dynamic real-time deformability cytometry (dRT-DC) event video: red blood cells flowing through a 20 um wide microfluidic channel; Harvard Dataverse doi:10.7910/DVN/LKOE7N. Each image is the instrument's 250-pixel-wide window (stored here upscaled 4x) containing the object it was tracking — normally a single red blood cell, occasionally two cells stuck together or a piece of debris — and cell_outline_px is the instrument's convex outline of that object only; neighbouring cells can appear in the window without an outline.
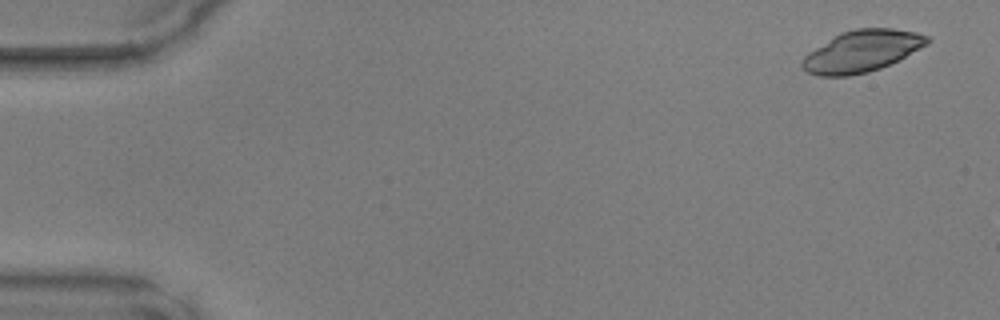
{"species": "common noctule bat (a hibernating species)", "species_latin": "Nyctalus noctula", "temperature_condition": "warm", "stored_images_in_passage": 47, "camera_frame_rate_fps": 3000, "um_per_image_px": 0.085, "animal": {"sex": "male", "body_mass_g": 17.9, "forearm_length_mm": 54.2}, "frame": {"image": 1, "passage_image": 1, "time_ms": 0.0, "image_size_px": [1000, 320], "cell_outline_px": [[932, 40], [928, 44], [880, 68], [868, 72], [848, 76], [820, 76], [808, 72], [800, 64], [804, 56], [808, 52], [840, 32], [856, 28], [892, 28], [916, 32], [928, 36]], "centroid_in_image_um": [73.24, 4.34], "position_along_channel_um": 11.8, "area_um2": 30.11}}
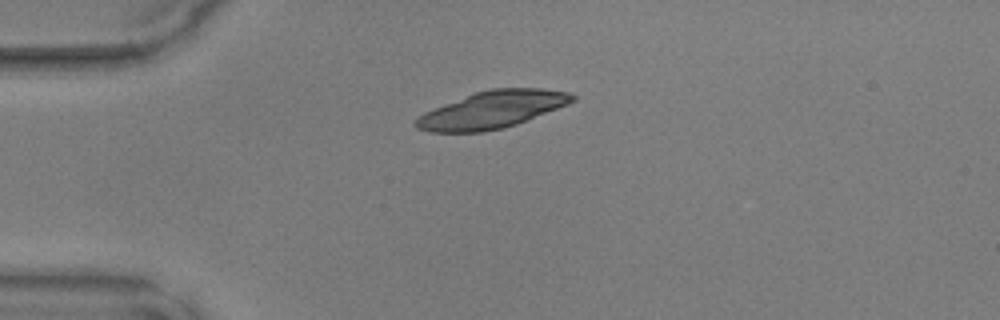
{"frame": {"image": 2, "passage_image": 11, "time_ms": 3.333, "image_size_px": [1000, 320], "cell_outline_px": [[576, 100], [568, 104], [516, 124], [504, 128], [484, 132], [428, 132], [416, 128], [412, 124], [424, 112], [476, 92], [492, 88], [540, 88], [568, 92], [576, 96]], "centroid_in_image_um": [41.83, 9.33], "position_along_channel_um": 43.2, "area_um2": 33.64}}